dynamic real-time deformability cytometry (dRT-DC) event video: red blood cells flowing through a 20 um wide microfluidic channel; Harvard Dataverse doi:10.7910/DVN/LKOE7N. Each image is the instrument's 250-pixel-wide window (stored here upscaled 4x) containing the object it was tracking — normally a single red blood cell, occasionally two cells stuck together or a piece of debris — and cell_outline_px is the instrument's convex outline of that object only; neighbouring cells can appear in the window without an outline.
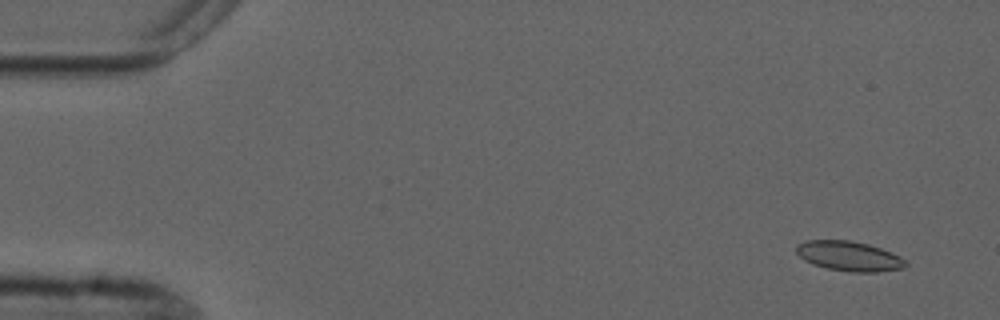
{"species": "common noctule bat (a hibernating species)", "species_latin": "Nyctalus noctula", "temperature_condition": "cold", "stored_images_in_passage": 3, "camera_frame_rate_fps": 3000, "um_per_image_px": 0.085, "animal": {"sex": "male", "forearm_length_mm": 52.5}, "frame": {"image": 1, "passage_image": 1, "time_ms": 0.0, "image_size_px": [1000, 320], "cell_outline_px": [[908, 264], [904, 268], [876, 272], [852, 272], [828, 268], [812, 264], [804, 260], [796, 252], [796, 244], [804, 240], [848, 240], [868, 244], [892, 252], [900, 256]], "centroid_in_image_um": [72.16, 21.76], "position_along_channel_um": 12.8, "area_um2": 19.02}}
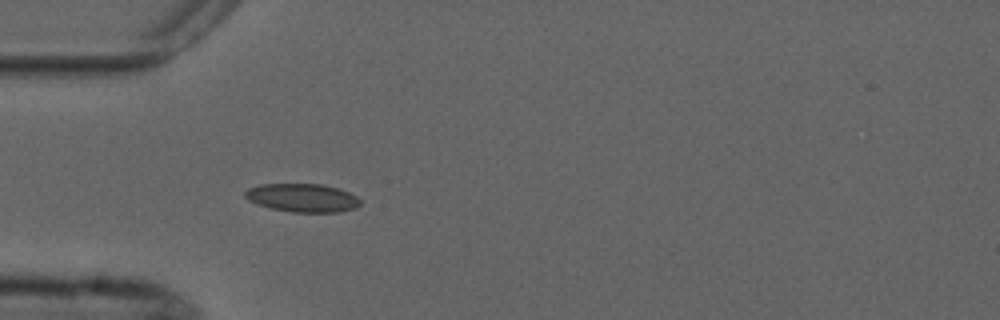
{"frame": {"image": 2, "passage_image": 3, "time_ms": 4.333, "image_size_px": [1000, 320], "cell_outline_px": [[360, 204], [356, 208], [340, 212], [292, 212], [272, 208], [248, 200], [244, 196], [244, 192], [248, 188], [260, 184], [320, 184], [336, 188], [348, 192], [356, 196], [360, 200]], "centroid_in_image_um": [25.71, 16.81], "position_along_channel_um": 59.3, "area_um2": 18.9}}